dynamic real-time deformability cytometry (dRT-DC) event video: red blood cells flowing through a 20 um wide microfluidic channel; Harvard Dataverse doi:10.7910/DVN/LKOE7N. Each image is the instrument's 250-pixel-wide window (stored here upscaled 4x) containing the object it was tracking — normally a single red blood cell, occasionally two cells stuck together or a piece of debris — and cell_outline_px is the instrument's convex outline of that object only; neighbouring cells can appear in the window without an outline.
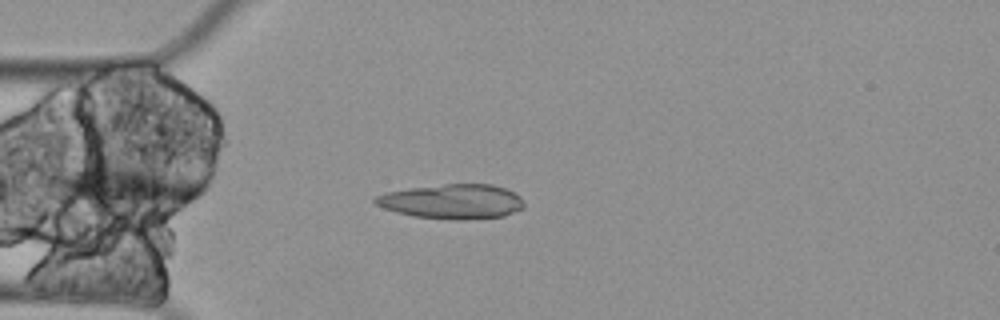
{"species": "Egyptian fruit bat (a non-hibernating species)", "species_latin": "Rousettus aegyptiacus", "temperature_condition": "cold", "stored_images_in_passage": 4, "camera_frame_rate_fps": 3000, "um_per_image_px": 0.085, "animal": {"sex": "female"}, "frame": {"image": 1, "passage_image": 4, "time_ms": 1.0, "image_size_px": [1000, 320], "cell_outline_px": [[524, 208], [504, 216], [460, 220], [456, 220], [412, 216], [396, 212], [384, 208], [376, 204], [372, 200], [372, 196], [388, 192], [412, 188], [444, 184], [492, 184], [504, 188], [520, 196], [524, 204]], "centroid_in_image_um": [38.43, 17.13], "position_along_channel_um": 46.6, "area_um2": 30.0}}